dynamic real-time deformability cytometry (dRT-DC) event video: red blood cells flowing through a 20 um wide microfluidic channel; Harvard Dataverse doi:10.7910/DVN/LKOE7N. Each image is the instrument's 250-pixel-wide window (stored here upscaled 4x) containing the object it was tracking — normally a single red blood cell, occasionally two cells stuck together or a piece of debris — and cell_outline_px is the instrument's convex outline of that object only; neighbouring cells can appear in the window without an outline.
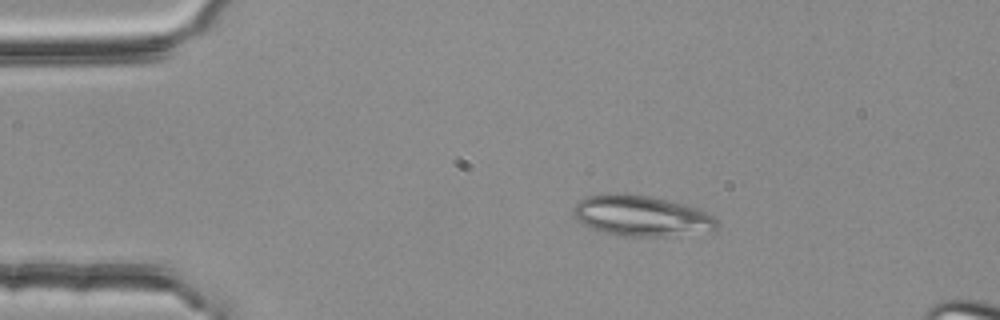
{"species": "common noctule bat (a hibernating species)", "species_latin": "Nyctalus noctula", "temperature_condition": "room temperature", "stored_images_in_passage": 48, "camera_frame_rate_fps": 3000, "um_per_image_px": 0.085, "animal": {"sex": "female", "body_mass_g": 25.1}, "frame": {"image": 1, "passage_image": 5, "time_ms": 1.333, "image_size_px": [1000, 320], "cell_outline_px": [[720, 224], [712, 232], [668, 236], [620, 236], [604, 232], [592, 228], [584, 224], [572, 216], [572, 208], [580, 200], [588, 196], [604, 192], [624, 192], [652, 196], [700, 208], [716, 216]], "centroid_in_image_um": [54.56, 18.33], "position_along_channel_um": 30.4, "area_um2": 34.97}}
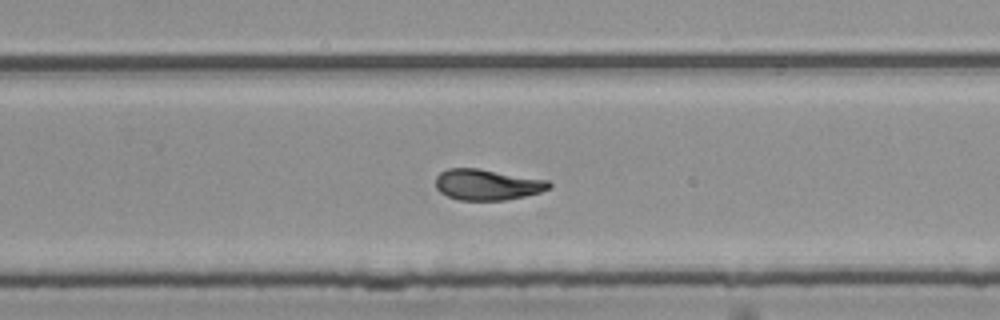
{"frame": {"image": 2, "passage_image": 30, "time_ms": 9.667, "image_size_px": [1000, 320], "cell_outline_px": [[552, 188], [540, 192], [524, 196], [504, 200], [460, 200], [448, 196], [440, 192], [436, 188], [436, 176], [440, 172], [448, 168], [480, 168], [548, 180], [552, 184]], "centroid_in_image_um": [41.42, 15.68], "position_along_channel_um": 288.4, "area_um2": 20.52}}
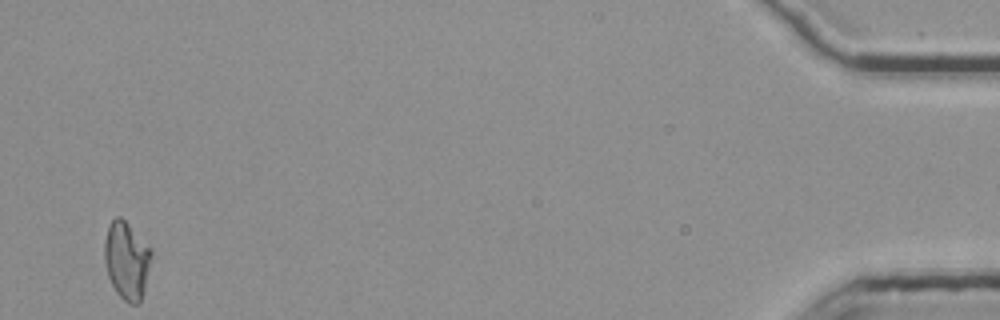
{"frame": {"image": 3, "passage_image": 48, "time_ms": 15.667, "image_size_px": [1000, 320], "cell_outline_px": [[152, 256], [144, 292], [140, 304], [128, 304], [116, 292], [108, 276], [104, 260], [104, 240], [108, 224], [116, 216], [120, 216], [152, 248]], "centroid_in_image_um": [10.77, 22.14], "position_along_channel_um": 424.4, "area_um2": 21.5}, "authors_computed_cell_mechanics": {"area_um2": 21.097, "velocity_mm_per_s": 3.7419, "shape_relaxation_time_tau1_ms": null, "shape_relaxation_time_tau2_ms": 3.3164, "deformation_change_tau1": null, "deformation_change_tau2": 0.0597}}